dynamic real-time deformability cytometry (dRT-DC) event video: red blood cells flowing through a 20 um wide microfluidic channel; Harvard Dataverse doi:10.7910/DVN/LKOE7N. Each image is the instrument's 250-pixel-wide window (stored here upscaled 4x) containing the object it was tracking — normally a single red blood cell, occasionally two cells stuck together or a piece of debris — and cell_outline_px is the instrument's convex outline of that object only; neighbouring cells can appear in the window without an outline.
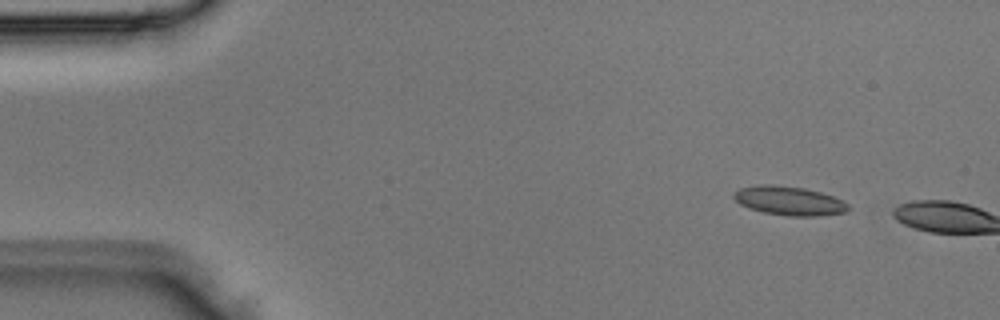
{"species": "Egyptian fruit bat (a non-hibernating species)", "species_latin": "Rousettus aegyptiacus", "temperature_condition": "room temperature", "stored_images_in_passage": 3, "camera_frame_rate_fps": 3000, "um_per_image_px": 0.085, "animal": {"sex": "male"}, "frame": {"image": 1, "passage_image": 2, "time_ms": 0.333, "image_size_px": [1000, 320], "cell_outline_px": [[852, 208], [848, 212], [820, 216], [788, 216], [764, 212], [748, 208], [740, 204], [732, 196], [740, 188], [760, 184], [772, 184], [804, 188], [820, 192], [832, 196], [848, 204]], "centroid_in_image_um": [67.1, 17.07], "position_along_channel_um": 17.9, "area_um2": 19.36}}